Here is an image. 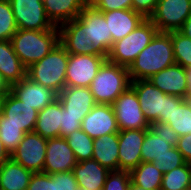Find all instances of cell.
<instances>
[{"label":"cell","mask_w":191,"mask_h":190,"mask_svg":"<svg viewBox=\"0 0 191 190\" xmlns=\"http://www.w3.org/2000/svg\"><path fill=\"white\" fill-rule=\"evenodd\" d=\"M85 116H72L62 107V123L60 137H66L75 130L81 129V122Z\"/></svg>","instance_id":"39"},{"label":"cell","mask_w":191,"mask_h":190,"mask_svg":"<svg viewBox=\"0 0 191 190\" xmlns=\"http://www.w3.org/2000/svg\"><path fill=\"white\" fill-rule=\"evenodd\" d=\"M18 29L51 30L55 26L48 18L42 0H9Z\"/></svg>","instance_id":"12"},{"label":"cell","mask_w":191,"mask_h":190,"mask_svg":"<svg viewBox=\"0 0 191 190\" xmlns=\"http://www.w3.org/2000/svg\"><path fill=\"white\" fill-rule=\"evenodd\" d=\"M11 158L9 152L5 149L1 139H0V166Z\"/></svg>","instance_id":"45"},{"label":"cell","mask_w":191,"mask_h":190,"mask_svg":"<svg viewBox=\"0 0 191 190\" xmlns=\"http://www.w3.org/2000/svg\"><path fill=\"white\" fill-rule=\"evenodd\" d=\"M77 160L64 137L47 139L43 172L47 174L71 171Z\"/></svg>","instance_id":"16"},{"label":"cell","mask_w":191,"mask_h":190,"mask_svg":"<svg viewBox=\"0 0 191 190\" xmlns=\"http://www.w3.org/2000/svg\"><path fill=\"white\" fill-rule=\"evenodd\" d=\"M158 0H132V9L149 19L156 10Z\"/></svg>","instance_id":"42"},{"label":"cell","mask_w":191,"mask_h":190,"mask_svg":"<svg viewBox=\"0 0 191 190\" xmlns=\"http://www.w3.org/2000/svg\"><path fill=\"white\" fill-rule=\"evenodd\" d=\"M69 147L74 152L77 162L92 159L93 141L82 129L75 130L65 137Z\"/></svg>","instance_id":"32"},{"label":"cell","mask_w":191,"mask_h":190,"mask_svg":"<svg viewBox=\"0 0 191 190\" xmlns=\"http://www.w3.org/2000/svg\"><path fill=\"white\" fill-rule=\"evenodd\" d=\"M68 52L59 42L40 61L27 68V77L59 94L66 84Z\"/></svg>","instance_id":"4"},{"label":"cell","mask_w":191,"mask_h":190,"mask_svg":"<svg viewBox=\"0 0 191 190\" xmlns=\"http://www.w3.org/2000/svg\"><path fill=\"white\" fill-rule=\"evenodd\" d=\"M0 112L3 114V123H14L28 133L34 131L39 111L9 91L1 99Z\"/></svg>","instance_id":"14"},{"label":"cell","mask_w":191,"mask_h":190,"mask_svg":"<svg viewBox=\"0 0 191 190\" xmlns=\"http://www.w3.org/2000/svg\"><path fill=\"white\" fill-rule=\"evenodd\" d=\"M188 93H191V68L187 69Z\"/></svg>","instance_id":"47"},{"label":"cell","mask_w":191,"mask_h":190,"mask_svg":"<svg viewBox=\"0 0 191 190\" xmlns=\"http://www.w3.org/2000/svg\"><path fill=\"white\" fill-rule=\"evenodd\" d=\"M32 174L10 158L0 166V190H27Z\"/></svg>","instance_id":"28"},{"label":"cell","mask_w":191,"mask_h":190,"mask_svg":"<svg viewBox=\"0 0 191 190\" xmlns=\"http://www.w3.org/2000/svg\"><path fill=\"white\" fill-rule=\"evenodd\" d=\"M190 185L191 164L185 162L183 165L163 174L161 189L187 190Z\"/></svg>","instance_id":"31"},{"label":"cell","mask_w":191,"mask_h":190,"mask_svg":"<svg viewBox=\"0 0 191 190\" xmlns=\"http://www.w3.org/2000/svg\"><path fill=\"white\" fill-rule=\"evenodd\" d=\"M10 41L14 52L28 68L44 58L60 42L59 27L51 30L18 29Z\"/></svg>","instance_id":"2"},{"label":"cell","mask_w":191,"mask_h":190,"mask_svg":"<svg viewBox=\"0 0 191 190\" xmlns=\"http://www.w3.org/2000/svg\"><path fill=\"white\" fill-rule=\"evenodd\" d=\"M175 130L179 137L191 134V100L185 99L174 110L166 122Z\"/></svg>","instance_id":"30"},{"label":"cell","mask_w":191,"mask_h":190,"mask_svg":"<svg viewBox=\"0 0 191 190\" xmlns=\"http://www.w3.org/2000/svg\"><path fill=\"white\" fill-rule=\"evenodd\" d=\"M79 190H89V189H87V188H79Z\"/></svg>","instance_id":"50"},{"label":"cell","mask_w":191,"mask_h":190,"mask_svg":"<svg viewBox=\"0 0 191 190\" xmlns=\"http://www.w3.org/2000/svg\"><path fill=\"white\" fill-rule=\"evenodd\" d=\"M187 99L191 100V93H188Z\"/></svg>","instance_id":"49"},{"label":"cell","mask_w":191,"mask_h":190,"mask_svg":"<svg viewBox=\"0 0 191 190\" xmlns=\"http://www.w3.org/2000/svg\"><path fill=\"white\" fill-rule=\"evenodd\" d=\"M130 184L131 179L128 171H110L102 190H129Z\"/></svg>","instance_id":"37"},{"label":"cell","mask_w":191,"mask_h":190,"mask_svg":"<svg viewBox=\"0 0 191 190\" xmlns=\"http://www.w3.org/2000/svg\"><path fill=\"white\" fill-rule=\"evenodd\" d=\"M79 188L102 190L109 170L92 159L77 162L72 169Z\"/></svg>","instance_id":"23"},{"label":"cell","mask_w":191,"mask_h":190,"mask_svg":"<svg viewBox=\"0 0 191 190\" xmlns=\"http://www.w3.org/2000/svg\"><path fill=\"white\" fill-rule=\"evenodd\" d=\"M112 34L113 43L124 38L137 28L145 18L133 9H120L103 12Z\"/></svg>","instance_id":"22"},{"label":"cell","mask_w":191,"mask_h":190,"mask_svg":"<svg viewBox=\"0 0 191 190\" xmlns=\"http://www.w3.org/2000/svg\"><path fill=\"white\" fill-rule=\"evenodd\" d=\"M61 123L62 104L57 99L38 112L34 132L46 139L60 137Z\"/></svg>","instance_id":"27"},{"label":"cell","mask_w":191,"mask_h":190,"mask_svg":"<svg viewBox=\"0 0 191 190\" xmlns=\"http://www.w3.org/2000/svg\"><path fill=\"white\" fill-rule=\"evenodd\" d=\"M51 190H79L73 171L51 174Z\"/></svg>","instance_id":"38"},{"label":"cell","mask_w":191,"mask_h":190,"mask_svg":"<svg viewBox=\"0 0 191 190\" xmlns=\"http://www.w3.org/2000/svg\"><path fill=\"white\" fill-rule=\"evenodd\" d=\"M187 75V69L175 63L152 75L148 80L165 94L187 99Z\"/></svg>","instance_id":"20"},{"label":"cell","mask_w":191,"mask_h":190,"mask_svg":"<svg viewBox=\"0 0 191 190\" xmlns=\"http://www.w3.org/2000/svg\"><path fill=\"white\" fill-rule=\"evenodd\" d=\"M171 40L176 64L191 68V39L179 31H171Z\"/></svg>","instance_id":"33"},{"label":"cell","mask_w":191,"mask_h":190,"mask_svg":"<svg viewBox=\"0 0 191 190\" xmlns=\"http://www.w3.org/2000/svg\"><path fill=\"white\" fill-rule=\"evenodd\" d=\"M152 163L164 174L183 165L185 160L182 153L175 146H173L171 149L167 150L166 154L159 159H155Z\"/></svg>","instance_id":"36"},{"label":"cell","mask_w":191,"mask_h":190,"mask_svg":"<svg viewBox=\"0 0 191 190\" xmlns=\"http://www.w3.org/2000/svg\"><path fill=\"white\" fill-rule=\"evenodd\" d=\"M18 30L9 0H0V41L11 40Z\"/></svg>","instance_id":"35"},{"label":"cell","mask_w":191,"mask_h":190,"mask_svg":"<svg viewBox=\"0 0 191 190\" xmlns=\"http://www.w3.org/2000/svg\"><path fill=\"white\" fill-rule=\"evenodd\" d=\"M179 135L167 123L154 122L145 130V138L141 147L142 162H153L167 150L176 146Z\"/></svg>","instance_id":"7"},{"label":"cell","mask_w":191,"mask_h":190,"mask_svg":"<svg viewBox=\"0 0 191 190\" xmlns=\"http://www.w3.org/2000/svg\"><path fill=\"white\" fill-rule=\"evenodd\" d=\"M175 63L171 32L158 31L129 66V76L131 81L149 79Z\"/></svg>","instance_id":"1"},{"label":"cell","mask_w":191,"mask_h":190,"mask_svg":"<svg viewBox=\"0 0 191 190\" xmlns=\"http://www.w3.org/2000/svg\"><path fill=\"white\" fill-rule=\"evenodd\" d=\"M10 92L20 101L41 111L58 99V94L48 87L32 81L27 76L10 87Z\"/></svg>","instance_id":"18"},{"label":"cell","mask_w":191,"mask_h":190,"mask_svg":"<svg viewBox=\"0 0 191 190\" xmlns=\"http://www.w3.org/2000/svg\"><path fill=\"white\" fill-rule=\"evenodd\" d=\"M78 18L86 25L87 39L92 41L95 49L107 58L113 39L103 12L89 4L82 9Z\"/></svg>","instance_id":"11"},{"label":"cell","mask_w":191,"mask_h":190,"mask_svg":"<svg viewBox=\"0 0 191 190\" xmlns=\"http://www.w3.org/2000/svg\"><path fill=\"white\" fill-rule=\"evenodd\" d=\"M27 190H51V174L44 172L33 173Z\"/></svg>","instance_id":"41"},{"label":"cell","mask_w":191,"mask_h":190,"mask_svg":"<svg viewBox=\"0 0 191 190\" xmlns=\"http://www.w3.org/2000/svg\"><path fill=\"white\" fill-rule=\"evenodd\" d=\"M158 32L150 19H145L135 30L113 43L107 60L129 68L138 54L151 42Z\"/></svg>","instance_id":"6"},{"label":"cell","mask_w":191,"mask_h":190,"mask_svg":"<svg viewBox=\"0 0 191 190\" xmlns=\"http://www.w3.org/2000/svg\"><path fill=\"white\" fill-rule=\"evenodd\" d=\"M129 190H147L145 188H142L140 186H135L134 184H130Z\"/></svg>","instance_id":"48"},{"label":"cell","mask_w":191,"mask_h":190,"mask_svg":"<svg viewBox=\"0 0 191 190\" xmlns=\"http://www.w3.org/2000/svg\"><path fill=\"white\" fill-rule=\"evenodd\" d=\"M25 134L14 123H3V114L0 112V139L10 155L17 149Z\"/></svg>","instance_id":"34"},{"label":"cell","mask_w":191,"mask_h":190,"mask_svg":"<svg viewBox=\"0 0 191 190\" xmlns=\"http://www.w3.org/2000/svg\"><path fill=\"white\" fill-rule=\"evenodd\" d=\"M175 147L182 153L185 162L191 164V134L179 137Z\"/></svg>","instance_id":"43"},{"label":"cell","mask_w":191,"mask_h":190,"mask_svg":"<svg viewBox=\"0 0 191 190\" xmlns=\"http://www.w3.org/2000/svg\"><path fill=\"white\" fill-rule=\"evenodd\" d=\"M130 86L131 79L128 68L106 59L100 66L89 89L97 104L112 105Z\"/></svg>","instance_id":"5"},{"label":"cell","mask_w":191,"mask_h":190,"mask_svg":"<svg viewBox=\"0 0 191 190\" xmlns=\"http://www.w3.org/2000/svg\"><path fill=\"white\" fill-rule=\"evenodd\" d=\"M9 91H10V87L4 81V79L0 73V96L3 97Z\"/></svg>","instance_id":"46"},{"label":"cell","mask_w":191,"mask_h":190,"mask_svg":"<svg viewBox=\"0 0 191 190\" xmlns=\"http://www.w3.org/2000/svg\"><path fill=\"white\" fill-rule=\"evenodd\" d=\"M131 183L147 190H160L163 173L152 162H141L130 172Z\"/></svg>","instance_id":"29"},{"label":"cell","mask_w":191,"mask_h":190,"mask_svg":"<svg viewBox=\"0 0 191 190\" xmlns=\"http://www.w3.org/2000/svg\"><path fill=\"white\" fill-rule=\"evenodd\" d=\"M119 132L105 134L93 141L92 158L109 171L119 170Z\"/></svg>","instance_id":"26"},{"label":"cell","mask_w":191,"mask_h":190,"mask_svg":"<svg viewBox=\"0 0 191 190\" xmlns=\"http://www.w3.org/2000/svg\"><path fill=\"white\" fill-rule=\"evenodd\" d=\"M106 59L102 55L68 53L65 87H89Z\"/></svg>","instance_id":"9"},{"label":"cell","mask_w":191,"mask_h":190,"mask_svg":"<svg viewBox=\"0 0 191 190\" xmlns=\"http://www.w3.org/2000/svg\"><path fill=\"white\" fill-rule=\"evenodd\" d=\"M119 131L147 130L150 127L141 110L135 90L130 86L112 104Z\"/></svg>","instance_id":"8"},{"label":"cell","mask_w":191,"mask_h":190,"mask_svg":"<svg viewBox=\"0 0 191 190\" xmlns=\"http://www.w3.org/2000/svg\"><path fill=\"white\" fill-rule=\"evenodd\" d=\"M90 4L101 12L132 9V0H90Z\"/></svg>","instance_id":"40"},{"label":"cell","mask_w":191,"mask_h":190,"mask_svg":"<svg viewBox=\"0 0 191 190\" xmlns=\"http://www.w3.org/2000/svg\"><path fill=\"white\" fill-rule=\"evenodd\" d=\"M81 129L92 139L105 134L118 133L115 111L110 104H96L83 118Z\"/></svg>","instance_id":"15"},{"label":"cell","mask_w":191,"mask_h":190,"mask_svg":"<svg viewBox=\"0 0 191 190\" xmlns=\"http://www.w3.org/2000/svg\"><path fill=\"white\" fill-rule=\"evenodd\" d=\"M178 31L184 36L191 39V13Z\"/></svg>","instance_id":"44"},{"label":"cell","mask_w":191,"mask_h":190,"mask_svg":"<svg viewBox=\"0 0 191 190\" xmlns=\"http://www.w3.org/2000/svg\"><path fill=\"white\" fill-rule=\"evenodd\" d=\"M0 73L9 87L27 76V68L14 52L10 40L0 41Z\"/></svg>","instance_id":"24"},{"label":"cell","mask_w":191,"mask_h":190,"mask_svg":"<svg viewBox=\"0 0 191 190\" xmlns=\"http://www.w3.org/2000/svg\"><path fill=\"white\" fill-rule=\"evenodd\" d=\"M141 110L149 124L154 122L166 123L171 116L174 106L180 105L185 98L163 93L148 79L131 81Z\"/></svg>","instance_id":"3"},{"label":"cell","mask_w":191,"mask_h":190,"mask_svg":"<svg viewBox=\"0 0 191 190\" xmlns=\"http://www.w3.org/2000/svg\"><path fill=\"white\" fill-rule=\"evenodd\" d=\"M58 99L72 116H86L97 104L89 87H65Z\"/></svg>","instance_id":"21"},{"label":"cell","mask_w":191,"mask_h":190,"mask_svg":"<svg viewBox=\"0 0 191 190\" xmlns=\"http://www.w3.org/2000/svg\"><path fill=\"white\" fill-rule=\"evenodd\" d=\"M145 138V130L119 131V170L135 169L141 162V147Z\"/></svg>","instance_id":"19"},{"label":"cell","mask_w":191,"mask_h":190,"mask_svg":"<svg viewBox=\"0 0 191 190\" xmlns=\"http://www.w3.org/2000/svg\"><path fill=\"white\" fill-rule=\"evenodd\" d=\"M46 14L57 27L78 17L90 0H42Z\"/></svg>","instance_id":"25"},{"label":"cell","mask_w":191,"mask_h":190,"mask_svg":"<svg viewBox=\"0 0 191 190\" xmlns=\"http://www.w3.org/2000/svg\"><path fill=\"white\" fill-rule=\"evenodd\" d=\"M191 13V0H158L149 18L160 32L178 31Z\"/></svg>","instance_id":"10"},{"label":"cell","mask_w":191,"mask_h":190,"mask_svg":"<svg viewBox=\"0 0 191 190\" xmlns=\"http://www.w3.org/2000/svg\"><path fill=\"white\" fill-rule=\"evenodd\" d=\"M60 43L69 54L101 55L87 39L86 25L77 17L59 26Z\"/></svg>","instance_id":"17"},{"label":"cell","mask_w":191,"mask_h":190,"mask_svg":"<svg viewBox=\"0 0 191 190\" xmlns=\"http://www.w3.org/2000/svg\"><path fill=\"white\" fill-rule=\"evenodd\" d=\"M46 146V138L34 131L28 132L17 149L11 154V158L33 173L43 172Z\"/></svg>","instance_id":"13"}]
</instances>
